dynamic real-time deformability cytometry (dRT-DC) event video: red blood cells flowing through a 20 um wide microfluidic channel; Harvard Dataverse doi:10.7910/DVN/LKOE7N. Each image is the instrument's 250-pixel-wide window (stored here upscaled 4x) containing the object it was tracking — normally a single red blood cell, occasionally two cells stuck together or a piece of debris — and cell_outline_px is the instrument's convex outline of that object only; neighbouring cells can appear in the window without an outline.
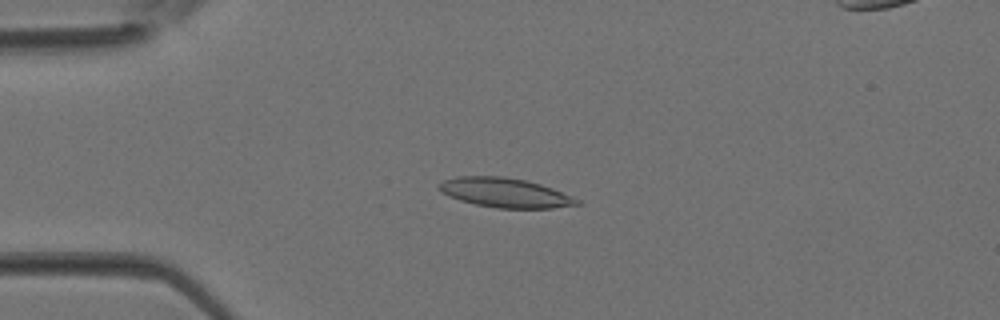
{"species": "Egyptian fruit bat (a non-hibernating species)", "species_latin": "Rousettus aegyptiacus", "temperature_condition": "room temperature", "stored_images_in_passage": 3, "camera_frame_rate_fps": 3000, "um_per_image_px": 0.085, "animal": {"sex": "female"}, "frame": {"image": 1, "passage_image": 3, "time_ms": 0.667, "image_size_px": [1000, 320], "cell_outline_px": [[584, 204], [552, 208], [496, 208], [476, 204], [460, 200], [448, 196], [440, 192], [436, 188], [436, 184], [444, 180], [456, 176], [504, 176], [524, 180], [540, 184], [552, 188], [580, 200]], "centroid_in_image_um": [42.89, 16.38], "position_along_channel_um": 42.1, "area_um2": 23.81}}